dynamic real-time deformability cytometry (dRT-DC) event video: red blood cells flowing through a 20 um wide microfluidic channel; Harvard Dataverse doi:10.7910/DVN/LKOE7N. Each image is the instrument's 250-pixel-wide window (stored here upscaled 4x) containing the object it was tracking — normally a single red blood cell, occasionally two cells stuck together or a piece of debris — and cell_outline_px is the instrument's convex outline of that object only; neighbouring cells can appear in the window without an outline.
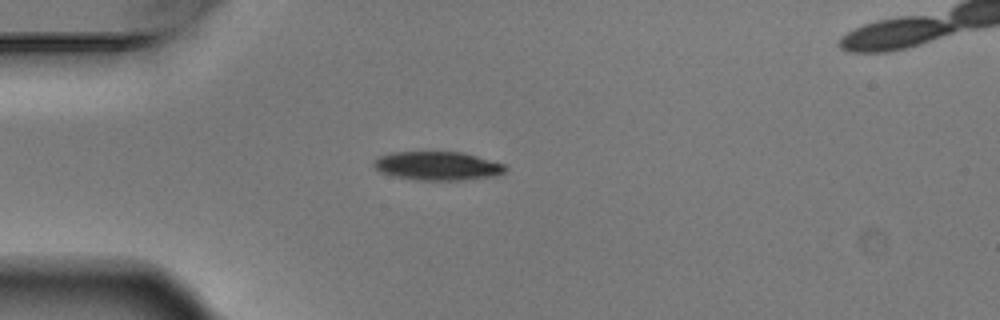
{"species": "Egyptian fruit bat (a non-hibernating species)", "species_latin": "Rousettus aegyptiacus", "temperature_condition": "warm", "stored_images_in_passage": 4, "camera_frame_rate_fps": 3000, "um_per_image_px": 0.085, "animal": {"sex": "male"}, "frame": {"image": 1, "passage_image": 4, "time_ms": 1.0, "image_size_px": [1000, 320], "cell_outline_px": [[508, 168], [504, 172], [496, 176], [464, 180], [420, 180], [396, 176], [380, 172], [372, 164], [380, 156], [388, 152], [460, 152], [476, 156], [504, 164]], "centroid_in_image_um": [37.21, 14.1], "position_along_channel_um": 47.8, "area_um2": 21.85}}